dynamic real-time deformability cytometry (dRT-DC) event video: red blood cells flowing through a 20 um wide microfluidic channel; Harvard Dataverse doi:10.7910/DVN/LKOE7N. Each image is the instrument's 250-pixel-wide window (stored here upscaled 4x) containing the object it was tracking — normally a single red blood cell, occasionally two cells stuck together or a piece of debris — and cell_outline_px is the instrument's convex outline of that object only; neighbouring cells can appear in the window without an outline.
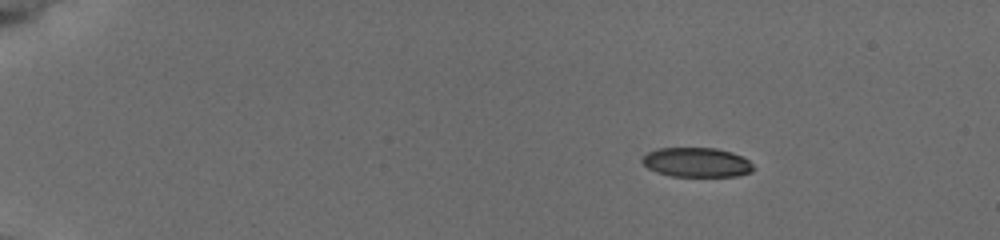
{"species": "common noctule bat (a hibernating species)", "species_latin": "Nyctalus noctula", "temperature_condition": "cold", "stored_images_in_passage": 48, "camera_frame_rate_fps": 3000, "um_per_image_px": 0.085, "animal": {"sex": "female", "body_mass_g": 19.5, "forearm_length_mm": 54.1}, "frame": {"image": 1, "passage_image": 1, "time_ms": 0.0, "image_size_px": [1000, 240], "cell_outline_px": [[756, 168], [752, 172], [736, 176], [672, 176], [656, 172], [648, 168], [640, 160], [648, 152], [656, 148], [716, 148], [732, 152], [748, 160]], "centroid_in_image_um": [59.22, 13.8], "position_along_channel_um": 25.8, "area_um2": 19.13}}
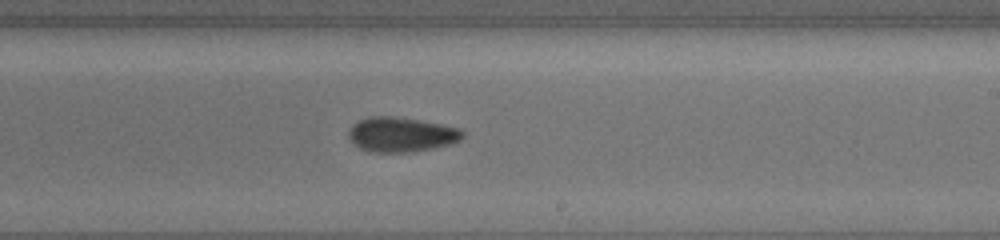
{"frame": {"image": 2, "passage_image": 28, "time_ms": 9.0, "image_size_px": [1000, 240], "cell_outline_px": [[464, 136], [460, 140], [448, 144], [432, 148], [412, 152], [372, 152], [360, 148], [352, 144], [348, 136], [348, 128], [352, 124], [368, 116], [392, 116], [420, 120], [460, 128], [464, 132]], "centroid_in_image_um": [34.06, 11.43], "position_along_channel_um": 254.9, "area_um2": 23.18}}
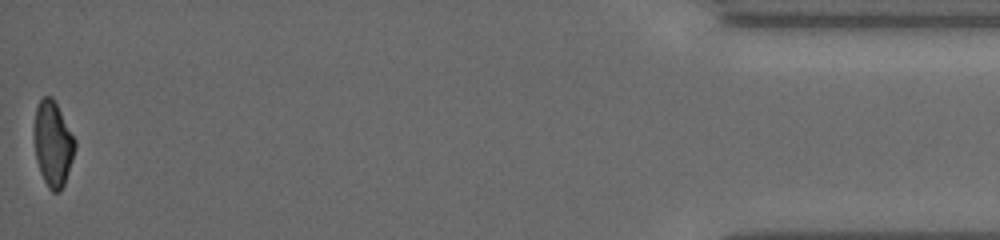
{"frame": {"image": 3, "passage_image": 48, "time_ms": 15.667, "image_size_px": [1000, 240], "cell_outline_px": [[76, 148], [64, 184], [60, 192], [52, 192], [48, 188], [40, 172], [36, 160], [32, 132], [32, 128], [36, 108], [40, 100], [44, 96], [52, 96], [76, 140]], "centroid_in_image_um": [4.47, 12.21], "position_along_channel_um": 430.7, "area_um2": 20.58}, "authors_computed_cell_mechanics": {"area_um2": 21.675, "velocity_mm_per_s": 3.7818, "shape_relaxation_time_tau1_ms": 4.6033, "shape_relaxation_time_tau2_ms": 6.9935, "deformation_change_tau1": 0.1492, "deformation_change_tau2": 0.1146}}